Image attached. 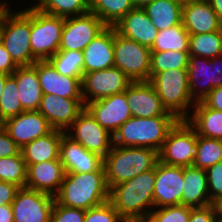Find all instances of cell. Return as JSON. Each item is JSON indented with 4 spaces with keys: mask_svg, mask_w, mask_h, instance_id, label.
<instances>
[{
    "mask_svg": "<svg viewBox=\"0 0 222 222\" xmlns=\"http://www.w3.org/2000/svg\"><path fill=\"white\" fill-rule=\"evenodd\" d=\"M155 168L113 186L109 201L126 222H144L154 207Z\"/></svg>",
    "mask_w": 222,
    "mask_h": 222,
    "instance_id": "1",
    "label": "cell"
},
{
    "mask_svg": "<svg viewBox=\"0 0 222 222\" xmlns=\"http://www.w3.org/2000/svg\"><path fill=\"white\" fill-rule=\"evenodd\" d=\"M55 201L65 207L88 210L109 200L104 165L89 173H65Z\"/></svg>",
    "mask_w": 222,
    "mask_h": 222,
    "instance_id": "2",
    "label": "cell"
},
{
    "mask_svg": "<svg viewBox=\"0 0 222 222\" xmlns=\"http://www.w3.org/2000/svg\"><path fill=\"white\" fill-rule=\"evenodd\" d=\"M178 121L176 116H132L113 134V145L153 148L159 152L169 131Z\"/></svg>",
    "mask_w": 222,
    "mask_h": 222,
    "instance_id": "3",
    "label": "cell"
},
{
    "mask_svg": "<svg viewBox=\"0 0 222 222\" xmlns=\"http://www.w3.org/2000/svg\"><path fill=\"white\" fill-rule=\"evenodd\" d=\"M159 152L153 148L119 147L113 145L103 158L109 190L122 182L156 167Z\"/></svg>",
    "mask_w": 222,
    "mask_h": 222,
    "instance_id": "4",
    "label": "cell"
},
{
    "mask_svg": "<svg viewBox=\"0 0 222 222\" xmlns=\"http://www.w3.org/2000/svg\"><path fill=\"white\" fill-rule=\"evenodd\" d=\"M1 43L17 66L33 65L31 41V7L12 12L10 7L0 21Z\"/></svg>",
    "mask_w": 222,
    "mask_h": 222,
    "instance_id": "5",
    "label": "cell"
},
{
    "mask_svg": "<svg viewBox=\"0 0 222 222\" xmlns=\"http://www.w3.org/2000/svg\"><path fill=\"white\" fill-rule=\"evenodd\" d=\"M149 82L168 112L179 120H185L190 115L189 109L191 107L193 109L195 102L189 91L187 69H172L157 73Z\"/></svg>",
    "mask_w": 222,
    "mask_h": 222,
    "instance_id": "6",
    "label": "cell"
},
{
    "mask_svg": "<svg viewBox=\"0 0 222 222\" xmlns=\"http://www.w3.org/2000/svg\"><path fill=\"white\" fill-rule=\"evenodd\" d=\"M64 19L45 14L31 6L30 48L36 61L48 60L59 51Z\"/></svg>",
    "mask_w": 222,
    "mask_h": 222,
    "instance_id": "7",
    "label": "cell"
},
{
    "mask_svg": "<svg viewBox=\"0 0 222 222\" xmlns=\"http://www.w3.org/2000/svg\"><path fill=\"white\" fill-rule=\"evenodd\" d=\"M151 50L118 34L114 29V67L132 82L150 80Z\"/></svg>",
    "mask_w": 222,
    "mask_h": 222,
    "instance_id": "8",
    "label": "cell"
},
{
    "mask_svg": "<svg viewBox=\"0 0 222 222\" xmlns=\"http://www.w3.org/2000/svg\"><path fill=\"white\" fill-rule=\"evenodd\" d=\"M197 152L195 130L186 120H179L169 131L159 151V161L178 167L192 166Z\"/></svg>",
    "mask_w": 222,
    "mask_h": 222,
    "instance_id": "9",
    "label": "cell"
},
{
    "mask_svg": "<svg viewBox=\"0 0 222 222\" xmlns=\"http://www.w3.org/2000/svg\"><path fill=\"white\" fill-rule=\"evenodd\" d=\"M65 131V135L86 150L104 158L113 146V135L104 129L85 108Z\"/></svg>",
    "mask_w": 222,
    "mask_h": 222,
    "instance_id": "10",
    "label": "cell"
},
{
    "mask_svg": "<svg viewBox=\"0 0 222 222\" xmlns=\"http://www.w3.org/2000/svg\"><path fill=\"white\" fill-rule=\"evenodd\" d=\"M131 83L132 80L116 67L84 74L81 81L84 104L122 93Z\"/></svg>",
    "mask_w": 222,
    "mask_h": 222,
    "instance_id": "11",
    "label": "cell"
},
{
    "mask_svg": "<svg viewBox=\"0 0 222 222\" xmlns=\"http://www.w3.org/2000/svg\"><path fill=\"white\" fill-rule=\"evenodd\" d=\"M107 26L95 14L67 17L61 33L59 50L83 51Z\"/></svg>",
    "mask_w": 222,
    "mask_h": 222,
    "instance_id": "12",
    "label": "cell"
},
{
    "mask_svg": "<svg viewBox=\"0 0 222 222\" xmlns=\"http://www.w3.org/2000/svg\"><path fill=\"white\" fill-rule=\"evenodd\" d=\"M54 202L50 194L19 188L11 203L13 222H50Z\"/></svg>",
    "mask_w": 222,
    "mask_h": 222,
    "instance_id": "13",
    "label": "cell"
},
{
    "mask_svg": "<svg viewBox=\"0 0 222 222\" xmlns=\"http://www.w3.org/2000/svg\"><path fill=\"white\" fill-rule=\"evenodd\" d=\"M184 167L158 161L155 167L154 208L182 205Z\"/></svg>",
    "mask_w": 222,
    "mask_h": 222,
    "instance_id": "14",
    "label": "cell"
},
{
    "mask_svg": "<svg viewBox=\"0 0 222 222\" xmlns=\"http://www.w3.org/2000/svg\"><path fill=\"white\" fill-rule=\"evenodd\" d=\"M85 108L112 135L132 117L126 99V91L91 101L85 105Z\"/></svg>",
    "mask_w": 222,
    "mask_h": 222,
    "instance_id": "15",
    "label": "cell"
},
{
    "mask_svg": "<svg viewBox=\"0 0 222 222\" xmlns=\"http://www.w3.org/2000/svg\"><path fill=\"white\" fill-rule=\"evenodd\" d=\"M3 129L11 139L23 147L31 141L50 133L53 128L38 110L24 111L3 122Z\"/></svg>",
    "mask_w": 222,
    "mask_h": 222,
    "instance_id": "16",
    "label": "cell"
},
{
    "mask_svg": "<svg viewBox=\"0 0 222 222\" xmlns=\"http://www.w3.org/2000/svg\"><path fill=\"white\" fill-rule=\"evenodd\" d=\"M85 109L83 99H69L56 95H42L38 111L53 129L68 130L78 115Z\"/></svg>",
    "mask_w": 222,
    "mask_h": 222,
    "instance_id": "17",
    "label": "cell"
},
{
    "mask_svg": "<svg viewBox=\"0 0 222 222\" xmlns=\"http://www.w3.org/2000/svg\"><path fill=\"white\" fill-rule=\"evenodd\" d=\"M126 99L134 117L175 116L163 106L149 81L132 82L126 89Z\"/></svg>",
    "mask_w": 222,
    "mask_h": 222,
    "instance_id": "18",
    "label": "cell"
},
{
    "mask_svg": "<svg viewBox=\"0 0 222 222\" xmlns=\"http://www.w3.org/2000/svg\"><path fill=\"white\" fill-rule=\"evenodd\" d=\"M33 65L36 67L43 95L83 99L80 78L60 75L48 60L36 61Z\"/></svg>",
    "mask_w": 222,
    "mask_h": 222,
    "instance_id": "19",
    "label": "cell"
},
{
    "mask_svg": "<svg viewBox=\"0 0 222 222\" xmlns=\"http://www.w3.org/2000/svg\"><path fill=\"white\" fill-rule=\"evenodd\" d=\"M182 24L189 34L222 29V22L208 0H187L182 7Z\"/></svg>",
    "mask_w": 222,
    "mask_h": 222,
    "instance_id": "20",
    "label": "cell"
},
{
    "mask_svg": "<svg viewBox=\"0 0 222 222\" xmlns=\"http://www.w3.org/2000/svg\"><path fill=\"white\" fill-rule=\"evenodd\" d=\"M113 27L121 36L148 48L152 47L159 32L143 8L132 9Z\"/></svg>",
    "mask_w": 222,
    "mask_h": 222,
    "instance_id": "21",
    "label": "cell"
},
{
    "mask_svg": "<svg viewBox=\"0 0 222 222\" xmlns=\"http://www.w3.org/2000/svg\"><path fill=\"white\" fill-rule=\"evenodd\" d=\"M82 53L84 74L114 67V27L107 26Z\"/></svg>",
    "mask_w": 222,
    "mask_h": 222,
    "instance_id": "22",
    "label": "cell"
},
{
    "mask_svg": "<svg viewBox=\"0 0 222 222\" xmlns=\"http://www.w3.org/2000/svg\"><path fill=\"white\" fill-rule=\"evenodd\" d=\"M27 165L25 187L55 196L63 182L65 170L60 160Z\"/></svg>",
    "mask_w": 222,
    "mask_h": 222,
    "instance_id": "23",
    "label": "cell"
},
{
    "mask_svg": "<svg viewBox=\"0 0 222 222\" xmlns=\"http://www.w3.org/2000/svg\"><path fill=\"white\" fill-rule=\"evenodd\" d=\"M59 159L65 173H89L103 165V158L86 150L80 144L64 135L60 143Z\"/></svg>",
    "mask_w": 222,
    "mask_h": 222,
    "instance_id": "24",
    "label": "cell"
},
{
    "mask_svg": "<svg viewBox=\"0 0 222 222\" xmlns=\"http://www.w3.org/2000/svg\"><path fill=\"white\" fill-rule=\"evenodd\" d=\"M187 71L191 98L195 103L201 102L213 90L212 63L208 58L190 55Z\"/></svg>",
    "mask_w": 222,
    "mask_h": 222,
    "instance_id": "25",
    "label": "cell"
},
{
    "mask_svg": "<svg viewBox=\"0 0 222 222\" xmlns=\"http://www.w3.org/2000/svg\"><path fill=\"white\" fill-rule=\"evenodd\" d=\"M210 204L206 170L193 165L184 167L182 205L196 208Z\"/></svg>",
    "mask_w": 222,
    "mask_h": 222,
    "instance_id": "26",
    "label": "cell"
},
{
    "mask_svg": "<svg viewBox=\"0 0 222 222\" xmlns=\"http://www.w3.org/2000/svg\"><path fill=\"white\" fill-rule=\"evenodd\" d=\"M65 131L53 129L47 135L37 138L21 148L26 164H37L49 160H60V143Z\"/></svg>",
    "mask_w": 222,
    "mask_h": 222,
    "instance_id": "27",
    "label": "cell"
},
{
    "mask_svg": "<svg viewBox=\"0 0 222 222\" xmlns=\"http://www.w3.org/2000/svg\"><path fill=\"white\" fill-rule=\"evenodd\" d=\"M12 76L17 81L19 99L25 111L38 110L42 99V90L34 65L18 66Z\"/></svg>",
    "mask_w": 222,
    "mask_h": 222,
    "instance_id": "28",
    "label": "cell"
},
{
    "mask_svg": "<svg viewBox=\"0 0 222 222\" xmlns=\"http://www.w3.org/2000/svg\"><path fill=\"white\" fill-rule=\"evenodd\" d=\"M193 112L185 120L199 136L222 140V111L196 102Z\"/></svg>",
    "mask_w": 222,
    "mask_h": 222,
    "instance_id": "29",
    "label": "cell"
},
{
    "mask_svg": "<svg viewBox=\"0 0 222 222\" xmlns=\"http://www.w3.org/2000/svg\"><path fill=\"white\" fill-rule=\"evenodd\" d=\"M183 3L175 0H153L143 9L158 31L182 24Z\"/></svg>",
    "mask_w": 222,
    "mask_h": 222,
    "instance_id": "30",
    "label": "cell"
},
{
    "mask_svg": "<svg viewBox=\"0 0 222 222\" xmlns=\"http://www.w3.org/2000/svg\"><path fill=\"white\" fill-rule=\"evenodd\" d=\"M134 8L132 0H89V12L106 26H113Z\"/></svg>",
    "mask_w": 222,
    "mask_h": 222,
    "instance_id": "31",
    "label": "cell"
},
{
    "mask_svg": "<svg viewBox=\"0 0 222 222\" xmlns=\"http://www.w3.org/2000/svg\"><path fill=\"white\" fill-rule=\"evenodd\" d=\"M189 36L190 34L184 28L183 24L160 30L150 50L151 52H189Z\"/></svg>",
    "mask_w": 222,
    "mask_h": 222,
    "instance_id": "32",
    "label": "cell"
},
{
    "mask_svg": "<svg viewBox=\"0 0 222 222\" xmlns=\"http://www.w3.org/2000/svg\"><path fill=\"white\" fill-rule=\"evenodd\" d=\"M32 7L58 17H73L89 12V0H36Z\"/></svg>",
    "mask_w": 222,
    "mask_h": 222,
    "instance_id": "33",
    "label": "cell"
},
{
    "mask_svg": "<svg viewBox=\"0 0 222 222\" xmlns=\"http://www.w3.org/2000/svg\"><path fill=\"white\" fill-rule=\"evenodd\" d=\"M189 54L208 59L222 55V29L209 33L190 34Z\"/></svg>",
    "mask_w": 222,
    "mask_h": 222,
    "instance_id": "34",
    "label": "cell"
},
{
    "mask_svg": "<svg viewBox=\"0 0 222 222\" xmlns=\"http://www.w3.org/2000/svg\"><path fill=\"white\" fill-rule=\"evenodd\" d=\"M48 61L60 75L83 79L84 58L82 51L59 50Z\"/></svg>",
    "mask_w": 222,
    "mask_h": 222,
    "instance_id": "35",
    "label": "cell"
},
{
    "mask_svg": "<svg viewBox=\"0 0 222 222\" xmlns=\"http://www.w3.org/2000/svg\"><path fill=\"white\" fill-rule=\"evenodd\" d=\"M189 52H151L150 79L157 73L172 69H187Z\"/></svg>",
    "mask_w": 222,
    "mask_h": 222,
    "instance_id": "36",
    "label": "cell"
},
{
    "mask_svg": "<svg viewBox=\"0 0 222 222\" xmlns=\"http://www.w3.org/2000/svg\"><path fill=\"white\" fill-rule=\"evenodd\" d=\"M197 147L194 167L206 170L222 161V140L197 135Z\"/></svg>",
    "mask_w": 222,
    "mask_h": 222,
    "instance_id": "37",
    "label": "cell"
},
{
    "mask_svg": "<svg viewBox=\"0 0 222 222\" xmlns=\"http://www.w3.org/2000/svg\"><path fill=\"white\" fill-rule=\"evenodd\" d=\"M27 165L22 153L15 156L0 158V181L13 183L19 188L25 187Z\"/></svg>",
    "mask_w": 222,
    "mask_h": 222,
    "instance_id": "38",
    "label": "cell"
},
{
    "mask_svg": "<svg viewBox=\"0 0 222 222\" xmlns=\"http://www.w3.org/2000/svg\"><path fill=\"white\" fill-rule=\"evenodd\" d=\"M25 110L22 108L16 79L9 75L5 80V86L0 99V120L15 117Z\"/></svg>",
    "mask_w": 222,
    "mask_h": 222,
    "instance_id": "39",
    "label": "cell"
},
{
    "mask_svg": "<svg viewBox=\"0 0 222 222\" xmlns=\"http://www.w3.org/2000/svg\"><path fill=\"white\" fill-rule=\"evenodd\" d=\"M190 212L191 207L185 205L155 208L144 222H188Z\"/></svg>",
    "mask_w": 222,
    "mask_h": 222,
    "instance_id": "40",
    "label": "cell"
},
{
    "mask_svg": "<svg viewBox=\"0 0 222 222\" xmlns=\"http://www.w3.org/2000/svg\"><path fill=\"white\" fill-rule=\"evenodd\" d=\"M84 222H126L108 200L85 211Z\"/></svg>",
    "mask_w": 222,
    "mask_h": 222,
    "instance_id": "41",
    "label": "cell"
},
{
    "mask_svg": "<svg viewBox=\"0 0 222 222\" xmlns=\"http://www.w3.org/2000/svg\"><path fill=\"white\" fill-rule=\"evenodd\" d=\"M211 204L222 201V161L206 169Z\"/></svg>",
    "mask_w": 222,
    "mask_h": 222,
    "instance_id": "42",
    "label": "cell"
},
{
    "mask_svg": "<svg viewBox=\"0 0 222 222\" xmlns=\"http://www.w3.org/2000/svg\"><path fill=\"white\" fill-rule=\"evenodd\" d=\"M85 210L65 207L54 202L50 222H84Z\"/></svg>",
    "mask_w": 222,
    "mask_h": 222,
    "instance_id": "43",
    "label": "cell"
},
{
    "mask_svg": "<svg viewBox=\"0 0 222 222\" xmlns=\"http://www.w3.org/2000/svg\"><path fill=\"white\" fill-rule=\"evenodd\" d=\"M217 215L218 209L216 204L191 208L188 222H214Z\"/></svg>",
    "mask_w": 222,
    "mask_h": 222,
    "instance_id": "44",
    "label": "cell"
},
{
    "mask_svg": "<svg viewBox=\"0 0 222 222\" xmlns=\"http://www.w3.org/2000/svg\"><path fill=\"white\" fill-rule=\"evenodd\" d=\"M21 147H19L2 128L0 130V158L19 155Z\"/></svg>",
    "mask_w": 222,
    "mask_h": 222,
    "instance_id": "45",
    "label": "cell"
},
{
    "mask_svg": "<svg viewBox=\"0 0 222 222\" xmlns=\"http://www.w3.org/2000/svg\"><path fill=\"white\" fill-rule=\"evenodd\" d=\"M18 66L12 60L10 54L4 48V45L0 44V73L5 75H12Z\"/></svg>",
    "mask_w": 222,
    "mask_h": 222,
    "instance_id": "46",
    "label": "cell"
},
{
    "mask_svg": "<svg viewBox=\"0 0 222 222\" xmlns=\"http://www.w3.org/2000/svg\"><path fill=\"white\" fill-rule=\"evenodd\" d=\"M18 189L13 183L0 181V206L11 204Z\"/></svg>",
    "mask_w": 222,
    "mask_h": 222,
    "instance_id": "47",
    "label": "cell"
},
{
    "mask_svg": "<svg viewBox=\"0 0 222 222\" xmlns=\"http://www.w3.org/2000/svg\"><path fill=\"white\" fill-rule=\"evenodd\" d=\"M202 102L207 107L222 111V86L214 88Z\"/></svg>",
    "mask_w": 222,
    "mask_h": 222,
    "instance_id": "48",
    "label": "cell"
},
{
    "mask_svg": "<svg viewBox=\"0 0 222 222\" xmlns=\"http://www.w3.org/2000/svg\"><path fill=\"white\" fill-rule=\"evenodd\" d=\"M213 66V89L222 86V55L210 59Z\"/></svg>",
    "mask_w": 222,
    "mask_h": 222,
    "instance_id": "49",
    "label": "cell"
},
{
    "mask_svg": "<svg viewBox=\"0 0 222 222\" xmlns=\"http://www.w3.org/2000/svg\"><path fill=\"white\" fill-rule=\"evenodd\" d=\"M0 222H13V211L11 204L0 206Z\"/></svg>",
    "mask_w": 222,
    "mask_h": 222,
    "instance_id": "50",
    "label": "cell"
},
{
    "mask_svg": "<svg viewBox=\"0 0 222 222\" xmlns=\"http://www.w3.org/2000/svg\"><path fill=\"white\" fill-rule=\"evenodd\" d=\"M213 10L222 22V0H208Z\"/></svg>",
    "mask_w": 222,
    "mask_h": 222,
    "instance_id": "51",
    "label": "cell"
},
{
    "mask_svg": "<svg viewBox=\"0 0 222 222\" xmlns=\"http://www.w3.org/2000/svg\"><path fill=\"white\" fill-rule=\"evenodd\" d=\"M153 0H132L135 8H144L147 4H150Z\"/></svg>",
    "mask_w": 222,
    "mask_h": 222,
    "instance_id": "52",
    "label": "cell"
},
{
    "mask_svg": "<svg viewBox=\"0 0 222 222\" xmlns=\"http://www.w3.org/2000/svg\"><path fill=\"white\" fill-rule=\"evenodd\" d=\"M9 75L1 74L0 73V99L3 94L4 86H5V80Z\"/></svg>",
    "mask_w": 222,
    "mask_h": 222,
    "instance_id": "53",
    "label": "cell"
},
{
    "mask_svg": "<svg viewBox=\"0 0 222 222\" xmlns=\"http://www.w3.org/2000/svg\"><path fill=\"white\" fill-rule=\"evenodd\" d=\"M8 3L9 2H5L4 0H3V2H0V21H1V18H2V16H3V14L7 11V9L9 8V6H8Z\"/></svg>",
    "mask_w": 222,
    "mask_h": 222,
    "instance_id": "54",
    "label": "cell"
},
{
    "mask_svg": "<svg viewBox=\"0 0 222 222\" xmlns=\"http://www.w3.org/2000/svg\"><path fill=\"white\" fill-rule=\"evenodd\" d=\"M218 215L222 217V201L217 204Z\"/></svg>",
    "mask_w": 222,
    "mask_h": 222,
    "instance_id": "55",
    "label": "cell"
},
{
    "mask_svg": "<svg viewBox=\"0 0 222 222\" xmlns=\"http://www.w3.org/2000/svg\"><path fill=\"white\" fill-rule=\"evenodd\" d=\"M214 222H222V217L217 215Z\"/></svg>",
    "mask_w": 222,
    "mask_h": 222,
    "instance_id": "56",
    "label": "cell"
},
{
    "mask_svg": "<svg viewBox=\"0 0 222 222\" xmlns=\"http://www.w3.org/2000/svg\"><path fill=\"white\" fill-rule=\"evenodd\" d=\"M175 1H178L180 3H185L187 0H175Z\"/></svg>",
    "mask_w": 222,
    "mask_h": 222,
    "instance_id": "57",
    "label": "cell"
},
{
    "mask_svg": "<svg viewBox=\"0 0 222 222\" xmlns=\"http://www.w3.org/2000/svg\"><path fill=\"white\" fill-rule=\"evenodd\" d=\"M3 128V122L0 120V130Z\"/></svg>",
    "mask_w": 222,
    "mask_h": 222,
    "instance_id": "58",
    "label": "cell"
}]
</instances>
